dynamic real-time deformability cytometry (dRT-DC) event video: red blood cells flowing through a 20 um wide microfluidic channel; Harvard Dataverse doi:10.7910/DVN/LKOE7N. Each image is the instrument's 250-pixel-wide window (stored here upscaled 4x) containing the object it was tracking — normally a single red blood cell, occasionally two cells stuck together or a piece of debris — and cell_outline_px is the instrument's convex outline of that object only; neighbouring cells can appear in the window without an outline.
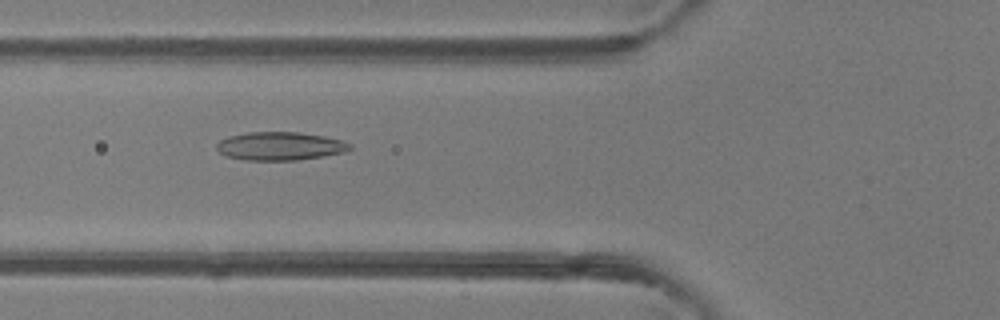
{"species": "common noctule bat (a hibernating species)", "species_latin": "Nyctalus noctula", "temperature_condition": "room temperature", "stored_images_in_passage": 6, "camera_frame_rate_fps": 3000, "um_per_image_px": 0.085, "animal": {"sex": "female"}, "frame": {"image": 1, "passage_image": 6, "time_ms": 1.667, "image_size_px": [1000, 320], "cell_outline_px": [[352, 148], [344, 152], [324, 156], [296, 160], [244, 160], [224, 156], [216, 148], [216, 144], [220, 140], [228, 136], [248, 132], [300, 132], [324, 136], [340, 140], [352, 144]], "centroid_in_image_um": [23.78, 12.42], "position_along_channel_um": 102.0, "area_um2": 22.08}}